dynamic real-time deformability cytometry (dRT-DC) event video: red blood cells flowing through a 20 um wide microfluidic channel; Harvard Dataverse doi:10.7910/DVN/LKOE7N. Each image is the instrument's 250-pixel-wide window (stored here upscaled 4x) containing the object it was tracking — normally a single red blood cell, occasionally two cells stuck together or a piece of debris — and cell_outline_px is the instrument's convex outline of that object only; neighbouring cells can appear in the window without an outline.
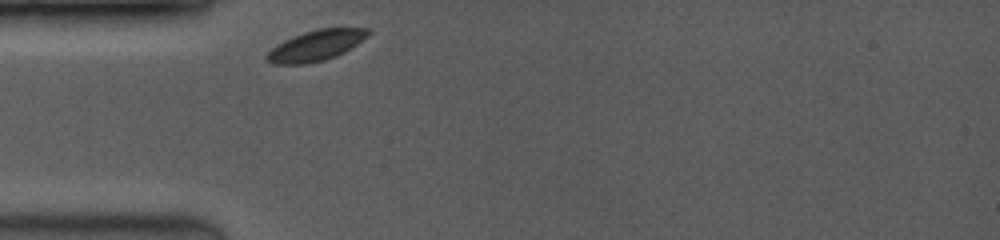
{"species": "common noctule bat (a hibernating species)", "species_latin": "Nyctalus noctula", "temperature_condition": "room temperature", "stored_images_in_passage": 12, "camera_frame_rate_fps": 3500, "um_per_image_px": 0.085, "animal": {"sex": "female", "body_mass_g": 19.0, "forearm_length_mm": 53.3}, "frame": {"image": 1, "passage_image": 1, "time_ms": 0.0, "image_size_px": [1000, 240], "cell_outline_px": [[372, 32], [368, 36], [344, 52], [336, 56], [324, 60], [304, 64], [272, 64], [264, 60], [264, 56], [276, 44], [284, 40], [304, 32], [320, 28], [372, 28]], "centroid_in_image_um": [26.84, 3.87], "position_along_channel_um": 58.2, "area_um2": 18.15}}